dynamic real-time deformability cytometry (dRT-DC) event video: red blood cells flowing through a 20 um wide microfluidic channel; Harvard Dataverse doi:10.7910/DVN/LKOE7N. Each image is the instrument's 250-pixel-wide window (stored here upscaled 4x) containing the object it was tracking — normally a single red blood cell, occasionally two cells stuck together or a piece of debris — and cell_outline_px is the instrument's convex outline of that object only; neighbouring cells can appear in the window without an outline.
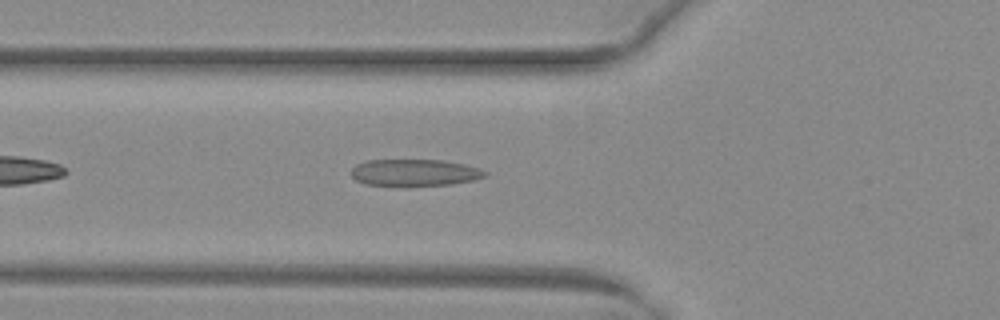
{"species": "common noctule bat (a hibernating species)", "species_latin": "Nyctalus noctula", "temperature_condition": "warm", "stored_images_in_passage": 36, "camera_frame_rate_fps": 3000, "um_per_image_px": 0.085, "animal": {"sex": "female", "body_mass_g": 29.2, "forearm_length_mm": 56.3}, "frame": {"image": 1, "passage_image": 6, "time_ms": 1.667, "image_size_px": [1000, 320], "cell_outline_px": [[488, 172], [484, 176], [472, 180], [448, 184], [404, 188], [368, 184], [356, 180], [352, 176], [352, 168], [356, 164], [368, 160], [444, 160], [464, 164], [480, 168]], "centroid_in_image_um": [35.22, 14.69], "position_along_channel_um": 90.6, "area_um2": 21.33}}
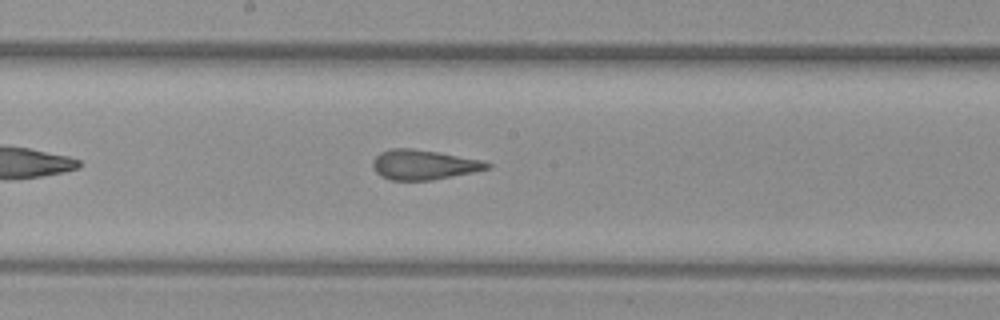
{"frame": {"image": 2, "passage_image": 15, "time_ms": 4.667, "image_size_px": [1000, 320], "cell_outline_px": [[492, 168], [432, 180], [392, 180], [380, 176], [376, 172], [372, 164], [372, 160], [380, 152], [392, 148], [412, 148], [436, 152], [480, 160], [492, 164]], "centroid_in_image_um": [35.98, 14.0], "position_along_channel_um": 212.2, "area_um2": 19.71}}
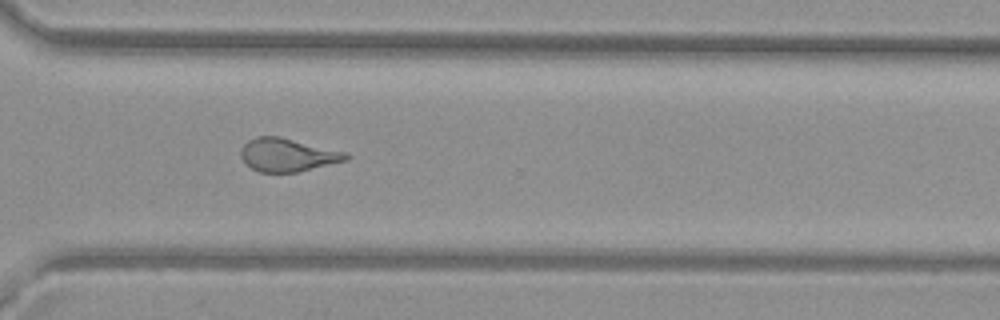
{"frame": {"image": 3, "passage_image": 25, "time_ms": 8.0, "image_size_px": [1000, 320], "cell_outline_px": [[352, 156], [348, 160], [296, 172], [260, 172], [252, 168], [240, 156], [240, 148], [248, 140], [256, 136], [280, 136], [348, 152]], "centroid_in_image_um": [24.48, 13.15], "position_along_channel_um": 346.1, "area_um2": 20.46}, "authors_computed_cell_mechanics": {"area_um2": 20.6057, "velocity_mm_per_s": 4.0317, "shape_relaxation_time_tau1_ms": null, "shape_relaxation_time_tau2_ms": 1.2651, "deformation_change_tau1": null, "deformation_change_tau2": 0.1008}}